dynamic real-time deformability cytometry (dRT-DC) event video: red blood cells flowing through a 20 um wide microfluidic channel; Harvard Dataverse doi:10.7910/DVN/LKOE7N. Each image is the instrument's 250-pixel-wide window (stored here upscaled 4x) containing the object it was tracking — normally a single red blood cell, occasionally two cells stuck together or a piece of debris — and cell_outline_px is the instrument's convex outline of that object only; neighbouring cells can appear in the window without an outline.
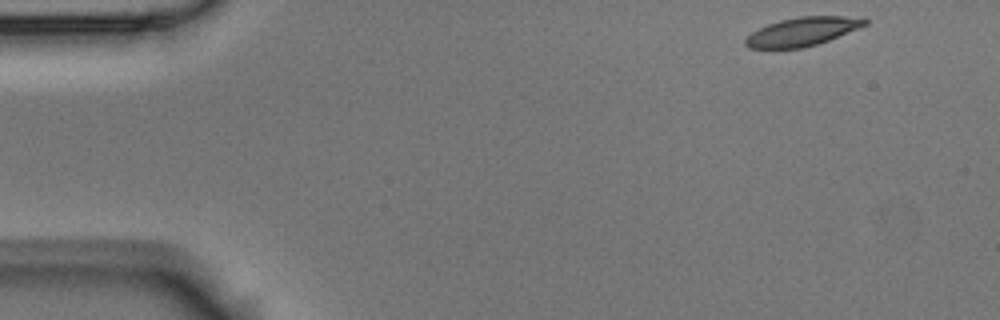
{"species": "Egyptian fruit bat (a non-hibernating species)", "species_latin": "Rousettus aegyptiacus", "temperature_condition": "room temperature", "stored_images_in_passage": 5, "camera_frame_rate_fps": 3000, "um_per_image_px": 0.085, "animal": {"sex": "male"}, "frame": {"image": 1, "passage_image": 1, "time_ms": 0.0, "image_size_px": [1000, 320], "cell_outline_px": [[868, 24], [828, 40], [804, 48], [748, 48], [744, 44], [744, 40], [752, 32], [768, 24], [780, 20], [800, 16], [864, 16], [868, 20]], "centroid_in_image_um": [68.23, 2.67], "position_along_channel_um": 16.8, "area_um2": 19.88}}
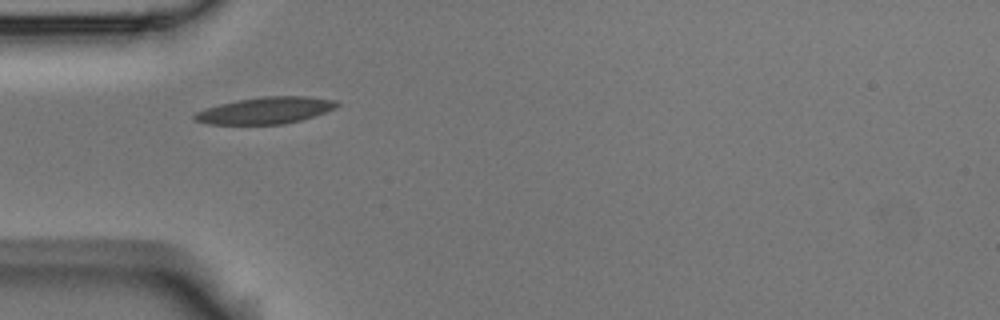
{"frame": {"image": 2, "passage_image": 4, "time_ms": 1.0, "image_size_px": [1000, 320], "cell_outline_px": [[340, 104], [336, 108], [300, 120], [284, 124], [208, 124], [196, 120], [192, 116], [196, 112], [220, 104], [240, 100], [264, 96], [308, 96], [336, 100]], "centroid_in_image_um": [22.6, 9.38], "position_along_channel_um": 62.4, "area_um2": 21.85}}
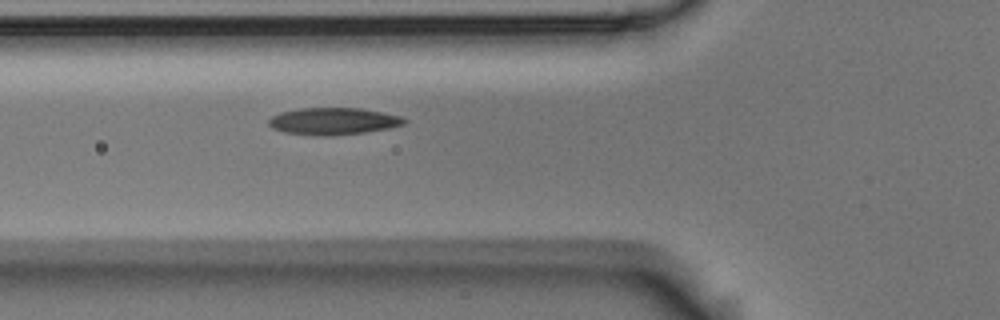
{"frame": {"image": 3, "passage_image": 5, "time_ms": 1.333, "image_size_px": [1000, 320], "cell_outline_px": [[408, 120], [404, 124], [388, 128], [364, 132], [332, 136], [316, 136], [284, 132], [272, 128], [268, 124], [268, 120], [272, 116], [280, 112], [300, 108], [360, 108], [384, 112], [400, 116]], "centroid_in_image_um": [28.31, 10.3], "position_along_channel_um": 97.5, "area_um2": 21.44}}